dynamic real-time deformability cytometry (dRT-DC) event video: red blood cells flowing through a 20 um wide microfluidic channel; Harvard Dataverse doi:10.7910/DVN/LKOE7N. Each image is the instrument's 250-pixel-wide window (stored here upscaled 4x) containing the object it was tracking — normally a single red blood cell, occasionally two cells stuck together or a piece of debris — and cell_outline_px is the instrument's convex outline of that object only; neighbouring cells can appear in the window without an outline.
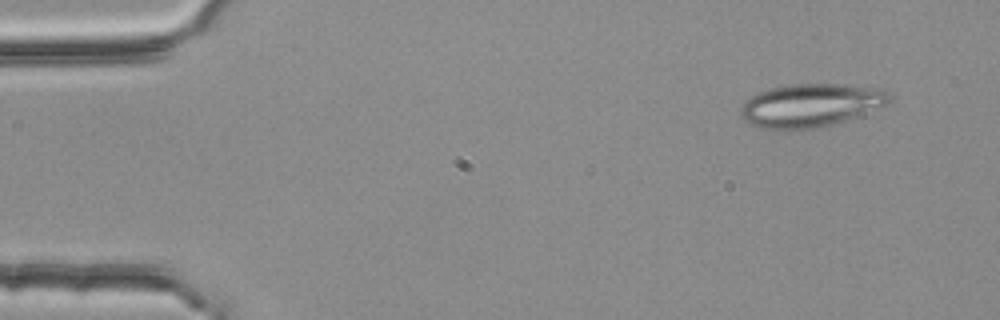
{"species": "common noctule bat (a hibernating species)", "species_latin": "Nyctalus noctula", "temperature_condition": "room temperature", "stored_images_in_passage": 3, "camera_frame_rate_fps": 3000, "um_per_image_px": 0.085, "animal": {"sex": "female", "body_mass_g": 25.1}, "frame": {"image": 1, "passage_image": 1, "time_ms": 0.0, "image_size_px": [1000, 320], "cell_outline_px": [[892, 96], [884, 104], [844, 120], [812, 128], [764, 128], [752, 124], [744, 120], [740, 116], [740, 108], [752, 96], [760, 92], [772, 88], [788, 84], [844, 84], [884, 88]], "centroid_in_image_um": [68.89, 8.91], "position_along_channel_um": 16.1, "area_um2": 36.41}}